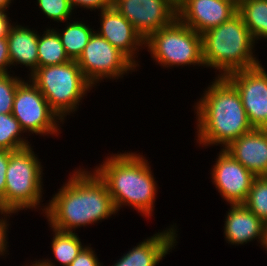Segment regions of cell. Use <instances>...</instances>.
I'll use <instances>...</instances> for the list:
<instances>
[{"label": "cell", "mask_w": 267, "mask_h": 266, "mask_svg": "<svg viewBox=\"0 0 267 266\" xmlns=\"http://www.w3.org/2000/svg\"><path fill=\"white\" fill-rule=\"evenodd\" d=\"M75 168L69 178L53 194L43 215L50 228L76 233L77 229L92 226L118 212L106 184L88 168Z\"/></svg>", "instance_id": "6da1fadb"}, {"label": "cell", "mask_w": 267, "mask_h": 266, "mask_svg": "<svg viewBox=\"0 0 267 266\" xmlns=\"http://www.w3.org/2000/svg\"><path fill=\"white\" fill-rule=\"evenodd\" d=\"M209 84L192 106L197 123V139H194L199 148L220 146L224 149L254 128L248 120L239 92L226 77H215Z\"/></svg>", "instance_id": "7a4b0ae2"}, {"label": "cell", "mask_w": 267, "mask_h": 266, "mask_svg": "<svg viewBox=\"0 0 267 266\" xmlns=\"http://www.w3.org/2000/svg\"><path fill=\"white\" fill-rule=\"evenodd\" d=\"M105 158L92 170L106 184L117 212L128 206L151 218L159 187L147 158L137 151H118Z\"/></svg>", "instance_id": "3957f363"}, {"label": "cell", "mask_w": 267, "mask_h": 266, "mask_svg": "<svg viewBox=\"0 0 267 266\" xmlns=\"http://www.w3.org/2000/svg\"><path fill=\"white\" fill-rule=\"evenodd\" d=\"M201 35L205 68L215 69L216 77L261 63L255 54L257 44L238 12Z\"/></svg>", "instance_id": "277c9868"}, {"label": "cell", "mask_w": 267, "mask_h": 266, "mask_svg": "<svg viewBox=\"0 0 267 266\" xmlns=\"http://www.w3.org/2000/svg\"><path fill=\"white\" fill-rule=\"evenodd\" d=\"M34 146H29L10 153L6 170L5 195L0 200V206L16 213L27 209L42 211L46 206L43 202L44 167L41 159L35 154Z\"/></svg>", "instance_id": "5b68a950"}, {"label": "cell", "mask_w": 267, "mask_h": 266, "mask_svg": "<svg viewBox=\"0 0 267 266\" xmlns=\"http://www.w3.org/2000/svg\"><path fill=\"white\" fill-rule=\"evenodd\" d=\"M29 78L64 123L67 115L78 111L81 100L85 99L94 87L85 78L75 60L38 67Z\"/></svg>", "instance_id": "8992f818"}, {"label": "cell", "mask_w": 267, "mask_h": 266, "mask_svg": "<svg viewBox=\"0 0 267 266\" xmlns=\"http://www.w3.org/2000/svg\"><path fill=\"white\" fill-rule=\"evenodd\" d=\"M145 49L160 67H203L202 35L176 18L170 25L153 33Z\"/></svg>", "instance_id": "52a82bcc"}, {"label": "cell", "mask_w": 267, "mask_h": 266, "mask_svg": "<svg viewBox=\"0 0 267 266\" xmlns=\"http://www.w3.org/2000/svg\"><path fill=\"white\" fill-rule=\"evenodd\" d=\"M12 115L26 136H59L64 122L50 108L38 87L27 77L16 89ZM27 133V134H26Z\"/></svg>", "instance_id": "ba28073f"}, {"label": "cell", "mask_w": 267, "mask_h": 266, "mask_svg": "<svg viewBox=\"0 0 267 266\" xmlns=\"http://www.w3.org/2000/svg\"><path fill=\"white\" fill-rule=\"evenodd\" d=\"M85 78L96 88L104 79H122L124 75L137 72V67L124 53L113 47L96 31L92 34L79 58L76 60ZM128 73V74H127Z\"/></svg>", "instance_id": "9c48e42d"}, {"label": "cell", "mask_w": 267, "mask_h": 266, "mask_svg": "<svg viewBox=\"0 0 267 266\" xmlns=\"http://www.w3.org/2000/svg\"><path fill=\"white\" fill-rule=\"evenodd\" d=\"M112 6L144 41L177 18V7L169 0H112Z\"/></svg>", "instance_id": "30bf717a"}, {"label": "cell", "mask_w": 267, "mask_h": 266, "mask_svg": "<svg viewBox=\"0 0 267 266\" xmlns=\"http://www.w3.org/2000/svg\"><path fill=\"white\" fill-rule=\"evenodd\" d=\"M267 70L262 63L226 76L239 92L253 128L267 129Z\"/></svg>", "instance_id": "8fae6325"}, {"label": "cell", "mask_w": 267, "mask_h": 266, "mask_svg": "<svg viewBox=\"0 0 267 266\" xmlns=\"http://www.w3.org/2000/svg\"><path fill=\"white\" fill-rule=\"evenodd\" d=\"M219 150L210 169L211 182L226 204H243L256 176L225 149Z\"/></svg>", "instance_id": "7c38bea8"}, {"label": "cell", "mask_w": 267, "mask_h": 266, "mask_svg": "<svg viewBox=\"0 0 267 266\" xmlns=\"http://www.w3.org/2000/svg\"><path fill=\"white\" fill-rule=\"evenodd\" d=\"M98 14L101 26L96 32L140 67L137 55L141 54L140 49H145V41L133 25L113 6Z\"/></svg>", "instance_id": "4fadbf2b"}, {"label": "cell", "mask_w": 267, "mask_h": 266, "mask_svg": "<svg viewBox=\"0 0 267 266\" xmlns=\"http://www.w3.org/2000/svg\"><path fill=\"white\" fill-rule=\"evenodd\" d=\"M237 12V8L225 0H184L177 7V18L203 34L208 29L226 22Z\"/></svg>", "instance_id": "5bb4252c"}, {"label": "cell", "mask_w": 267, "mask_h": 266, "mask_svg": "<svg viewBox=\"0 0 267 266\" xmlns=\"http://www.w3.org/2000/svg\"><path fill=\"white\" fill-rule=\"evenodd\" d=\"M224 221V238L230 245L241 246L257 241L264 249L266 224L244 204H230Z\"/></svg>", "instance_id": "9a60e30c"}, {"label": "cell", "mask_w": 267, "mask_h": 266, "mask_svg": "<svg viewBox=\"0 0 267 266\" xmlns=\"http://www.w3.org/2000/svg\"><path fill=\"white\" fill-rule=\"evenodd\" d=\"M224 149L255 176H267V129L254 128Z\"/></svg>", "instance_id": "2e32d148"}, {"label": "cell", "mask_w": 267, "mask_h": 266, "mask_svg": "<svg viewBox=\"0 0 267 266\" xmlns=\"http://www.w3.org/2000/svg\"><path fill=\"white\" fill-rule=\"evenodd\" d=\"M38 38L39 31L22 24L15 23L11 26L7 35L8 52L12 67L23 65L30 71L28 78L38 68Z\"/></svg>", "instance_id": "e0dca14e"}, {"label": "cell", "mask_w": 267, "mask_h": 266, "mask_svg": "<svg viewBox=\"0 0 267 266\" xmlns=\"http://www.w3.org/2000/svg\"><path fill=\"white\" fill-rule=\"evenodd\" d=\"M50 229L53 231V238H51V250L53 254L52 257L55 260L51 258H43L41 260L39 259V261L44 266H69L86 245L82 243L81 238L77 233L62 232L53 228ZM55 261L59 262V264H55Z\"/></svg>", "instance_id": "ac0fdd59"}, {"label": "cell", "mask_w": 267, "mask_h": 266, "mask_svg": "<svg viewBox=\"0 0 267 266\" xmlns=\"http://www.w3.org/2000/svg\"><path fill=\"white\" fill-rule=\"evenodd\" d=\"M64 23L63 29H53L58 33L66 55L76 61L96 30L82 20L72 19Z\"/></svg>", "instance_id": "d6986e66"}, {"label": "cell", "mask_w": 267, "mask_h": 266, "mask_svg": "<svg viewBox=\"0 0 267 266\" xmlns=\"http://www.w3.org/2000/svg\"><path fill=\"white\" fill-rule=\"evenodd\" d=\"M237 12L256 44L267 39V0H241Z\"/></svg>", "instance_id": "ffe728a7"}, {"label": "cell", "mask_w": 267, "mask_h": 266, "mask_svg": "<svg viewBox=\"0 0 267 266\" xmlns=\"http://www.w3.org/2000/svg\"><path fill=\"white\" fill-rule=\"evenodd\" d=\"M42 33L38 38V67L59 65L70 61L60 37L53 27H46Z\"/></svg>", "instance_id": "44dd1931"}, {"label": "cell", "mask_w": 267, "mask_h": 266, "mask_svg": "<svg viewBox=\"0 0 267 266\" xmlns=\"http://www.w3.org/2000/svg\"><path fill=\"white\" fill-rule=\"evenodd\" d=\"M24 133L12 113L0 114V149L16 151L31 146Z\"/></svg>", "instance_id": "7402d4cb"}, {"label": "cell", "mask_w": 267, "mask_h": 266, "mask_svg": "<svg viewBox=\"0 0 267 266\" xmlns=\"http://www.w3.org/2000/svg\"><path fill=\"white\" fill-rule=\"evenodd\" d=\"M267 225V176H256L243 203Z\"/></svg>", "instance_id": "603a6c76"}, {"label": "cell", "mask_w": 267, "mask_h": 266, "mask_svg": "<svg viewBox=\"0 0 267 266\" xmlns=\"http://www.w3.org/2000/svg\"><path fill=\"white\" fill-rule=\"evenodd\" d=\"M36 6L52 22L64 23L72 19L75 14L68 0H37ZM73 13V14H72Z\"/></svg>", "instance_id": "cb8c5ba5"}, {"label": "cell", "mask_w": 267, "mask_h": 266, "mask_svg": "<svg viewBox=\"0 0 267 266\" xmlns=\"http://www.w3.org/2000/svg\"><path fill=\"white\" fill-rule=\"evenodd\" d=\"M24 79L15 73L0 74V114L12 113L17 86Z\"/></svg>", "instance_id": "d4e9b609"}, {"label": "cell", "mask_w": 267, "mask_h": 266, "mask_svg": "<svg viewBox=\"0 0 267 266\" xmlns=\"http://www.w3.org/2000/svg\"><path fill=\"white\" fill-rule=\"evenodd\" d=\"M13 214L16 215L17 213L11 209L0 207V256H5V258L9 255L8 228L11 224L9 223L10 216Z\"/></svg>", "instance_id": "484cf974"}, {"label": "cell", "mask_w": 267, "mask_h": 266, "mask_svg": "<svg viewBox=\"0 0 267 266\" xmlns=\"http://www.w3.org/2000/svg\"><path fill=\"white\" fill-rule=\"evenodd\" d=\"M69 266H103V262H100L91 244H86Z\"/></svg>", "instance_id": "4316f807"}, {"label": "cell", "mask_w": 267, "mask_h": 266, "mask_svg": "<svg viewBox=\"0 0 267 266\" xmlns=\"http://www.w3.org/2000/svg\"><path fill=\"white\" fill-rule=\"evenodd\" d=\"M71 8H83L84 10L102 11L112 6V0H68Z\"/></svg>", "instance_id": "83f0119b"}, {"label": "cell", "mask_w": 267, "mask_h": 266, "mask_svg": "<svg viewBox=\"0 0 267 266\" xmlns=\"http://www.w3.org/2000/svg\"><path fill=\"white\" fill-rule=\"evenodd\" d=\"M10 150L0 149V200L5 195L6 170L9 164Z\"/></svg>", "instance_id": "f1b7e54d"}, {"label": "cell", "mask_w": 267, "mask_h": 266, "mask_svg": "<svg viewBox=\"0 0 267 266\" xmlns=\"http://www.w3.org/2000/svg\"><path fill=\"white\" fill-rule=\"evenodd\" d=\"M14 73L11 71V63L8 52L7 37L0 38V74Z\"/></svg>", "instance_id": "f546056e"}, {"label": "cell", "mask_w": 267, "mask_h": 266, "mask_svg": "<svg viewBox=\"0 0 267 266\" xmlns=\"http://www.w3.org/2000/svg\"><path fill=\"white\" fill-rule=\"evenodd\" d=\"M8 10L9 9H0V38L7 37L11 26L14 24L8 16V14H10Z\"/></svg>", "instance_id": "4dcf8cb0"}, {"label": "cell", "mask_w": 267, "mask_h": 266, "mask_svg": "<svg viewBox=\"0 0 267 266\" xmlns=\"http://www.w3.org/2000/svg\"><path fill=\"white\" fill-rule=\"evenodd\" d=\"M14 0H0V9H10Z\"/></svg>", "instance_id": "1f68e13d"}, {"label": "cell", "mask_w": 267, "mask_h": 266, "mask_svg": "<svg viewBox=\"0 0 267 266\" xmlns=\"http://www.w3.org/2000/svg\"><path fill=\"white\" fill-rule=\"evenodd\" d=\"M35 260L36 261L31 262V264H29L30 261L27 263L24 262V265H22V266H44L39 260H37V259H35Z\"/></svg>", "instance_id": "d6a6232c"}, {"label": "cell", "mask_w": 267, "mask_h": 266, "mask_svg": "<svg viewBox=\"0 0 267 266\" xmlns=\"http://www.w3.org/2000/svg\"><path fill=\"white\" fill-rule=\"evenodd\" d=\"M225 1L232 3L236 8H238L239 3L241 2V0H225Z\"/></svg>", "instance_id": "836d02e7"}, {"label": "cell", "mask_w": 267, "mask_h": 266, "mask_svg": "<svg viewBox=\"0 0 267 266\" xmlns=\"http://www.w3.org/2000/svg\"><path fill=\"white\" fill-rule=\"evenodd\" d=\"M173 5L178 7L184 0H169Z\"/></svg>", "instance_id": "e575fe53"}, {"label": "cell", "mask_w": 267, "mask_h": 266, "mask_svg": "<svg viewBox=\"0 0 267 266\" xmlns=\"http://www.w3.org/2000/svg\"><path fill=\"white\" fill-rule=\"evenodd\" d=\"M264 250L267 252V225H266V243H265Z\"/></svg>", "instance_id": "d590c367"}]
</instances>
